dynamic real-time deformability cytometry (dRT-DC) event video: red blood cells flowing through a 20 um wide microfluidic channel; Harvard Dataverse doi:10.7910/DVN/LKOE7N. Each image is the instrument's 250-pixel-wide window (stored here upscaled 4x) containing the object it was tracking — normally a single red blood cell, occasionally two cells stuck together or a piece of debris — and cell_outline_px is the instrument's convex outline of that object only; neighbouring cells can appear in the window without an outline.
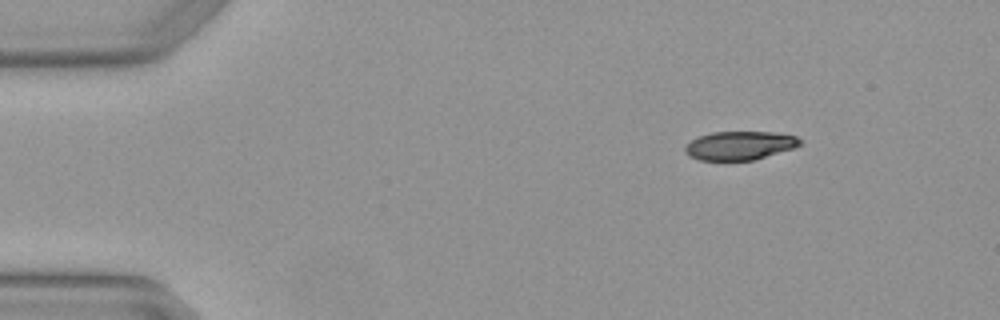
{"species": "Egyptian fruit bat (a non-hibernating species)", "species_latin": "Rousettus aegyptiacus", "temperature_condition": "warm", "stored_images_in_passage": 3, "camera_frame_rate_fps": 3000, "um_per_image_px": 0.085, "animal": {"sex": "female"}, "frame": {"image": 1, "passage_image": 1, "time_ms": 0.0, "image_size_px": [1000, 320], "cell_outline_px": [[800, 144], [792, 148], [756, 160], [700, 160], [688, 156], [684, 152], [684, 148], [692, 140], [700, 136], [712, 132], [772, 132], [796, 136], [800, 140]], "centroid_in_image_um": [62.85, 12.38], "position_along_channel_um": 22.2, "area_um2": 19.02}}